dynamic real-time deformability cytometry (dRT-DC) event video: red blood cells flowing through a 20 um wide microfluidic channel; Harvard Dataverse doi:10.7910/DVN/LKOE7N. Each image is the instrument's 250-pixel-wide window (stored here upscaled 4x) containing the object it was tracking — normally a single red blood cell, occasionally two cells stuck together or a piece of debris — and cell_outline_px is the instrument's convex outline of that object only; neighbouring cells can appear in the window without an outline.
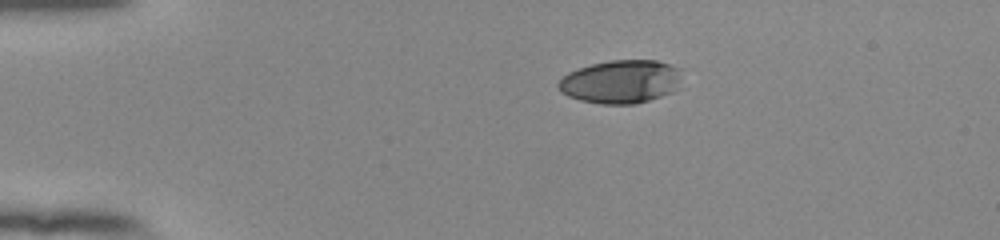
{"species": "human", "species_latin": "Homo sapiens", "temperature_condition": "room temperature", "stored_images_in_passage": 43, "camera_frame_rate_fps": 3000, "um_per_image_px": 0.085, "donor": {"sex": "female"}, "frame": {"image": 1, "passage_image": 1, "time_ms": 0.0, "image_size_px": [1000, 240], "cell_outline_px": [[684, 68], [680, 88], [672, 92], [636, 104], [600, 104], [580, 100], [568, 96], [560, 92], [556, 84], [568, 72], [592, 64], [612, 60], [656, 60], [672, 64]], "centroid_in_image_um": [52.85, 6.93], "position_along_channel_um": 32.2, "area_um2": 31.73}}
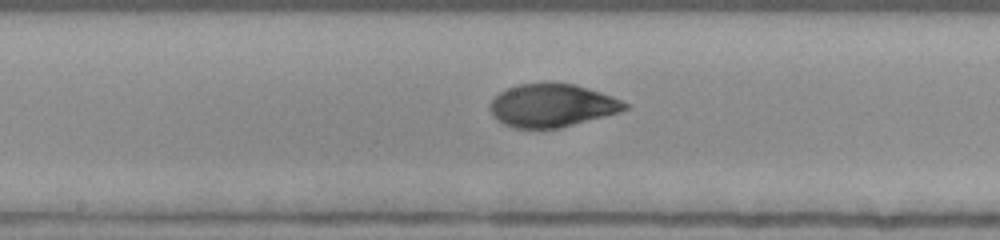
{"frame": {"image": 2, "passage_image": 19, "time_ms": 6.0, "image_size_px": [1000, 240], "cell_outline_px": [[628, 108], [620, 112], [560, 128], [512, 128], [496, 120], [488, 108], [492, 100], [500, 92], [516, 84], [544, 80], [572, 84], [588, 88], [612, 96], [628, 104]], "centroid_in_image_um": [46.88, 8.94], "position_along_channel_um": 201.3, "area_um2": 34.33}}
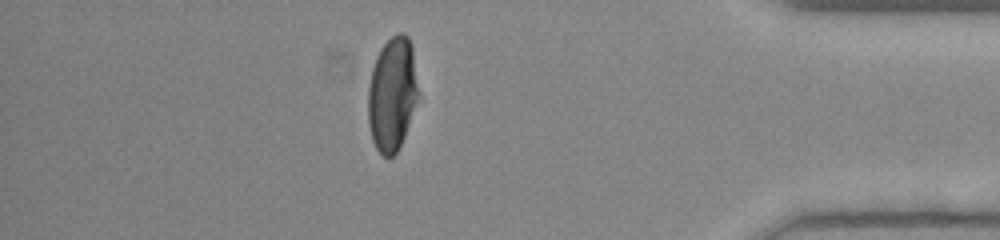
{"frame": {"image": 3, "passage_image": 37, "time_ms": 12.0, "image_size_px": [1000, 240], "cell_outline_px": [[416, 100], [404, 136], [396, 152], [388, 160], [376, 148], [372, 140], [368, 124], [368, 84], [372, 68], [376, 56], [380, 48], [396, 32], [404, 32], [408, 36], [412, 44], [416, 84]], "centroid_in_image_um": [33.29, 7.97], "position_along_channel_um": 401.9, "area_um2": 32.95}, "authors_computed_cell_mechanics": {"area_um2": 34.1598, "velocity_mm_per_s": 3.8865, "shape_relaxation_time_tau1_ms": 3.5636, "shape_relaxation_time_tau2_ms": 1.1008, "deformation_change_tau1": 0.176, "deformation_change_tau2": 0.0485}}